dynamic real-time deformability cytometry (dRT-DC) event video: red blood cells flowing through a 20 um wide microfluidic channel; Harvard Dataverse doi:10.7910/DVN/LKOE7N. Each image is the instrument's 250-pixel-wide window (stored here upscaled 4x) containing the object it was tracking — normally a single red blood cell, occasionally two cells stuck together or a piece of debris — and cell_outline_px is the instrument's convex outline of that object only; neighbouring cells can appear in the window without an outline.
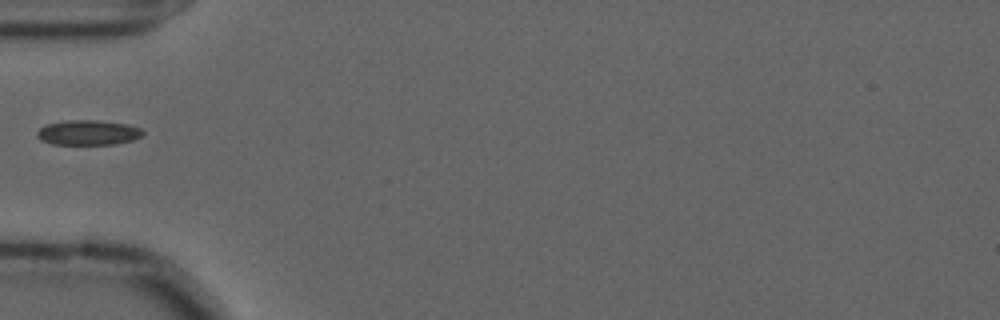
{"species": "common noctule bat (a hibernating species)", "species_latin": "Nyctalus noctula", "temperature_condition": "cold", "stored_images_in_passage": 39, "camera_frame_rate_fps": 3000, "um_per_image_px": 0.085, "animal": {"sex": "male", "forearm_length_mm": 52.5}, "frame": {"image": 1, "passage_image": 1, "time_ms": 0.0, "image_size_px": [1000, 320], "cell_outline_px": [[144, 132], [140, 136], [132, 140], [116, 144], [52, 144], [40, 140], [36, 136], [36, 132], [40, 128], [48, 124], [68, 120], [100, 120], [128, 124], [140, 128]], "centroid_in_image_um": [7.48, 11.27], "position_along_channel_um": 77.5, "area_um2": 15.37}}
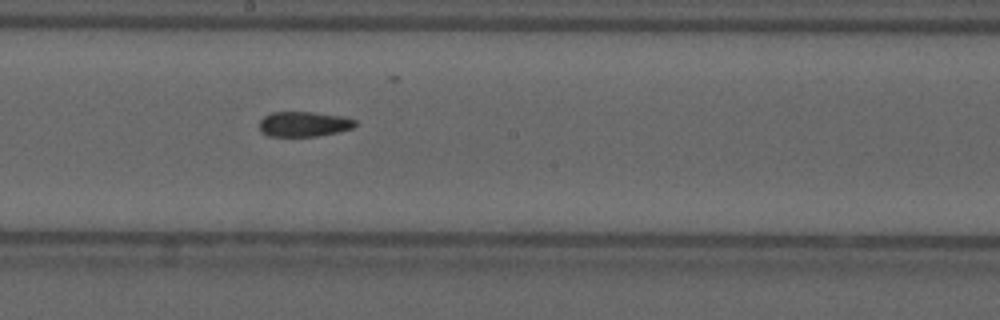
{"frame": {"image": 2, "passage_image": 13, "time_ms": 4.0, "image_size_px": [1000, 320], "cell_outline_px": [[356, 124], [352, 128], [336, 132], [316, 136], [268, 136], [260, 132], [260, 120], [264, 116], [272, 112], [312, 112], [344, 116], [356, 120]], "centroid_in_image_um": [25.81, 10.54], "position_along_channel_um": 222.4, "area_um2": 13.99}}
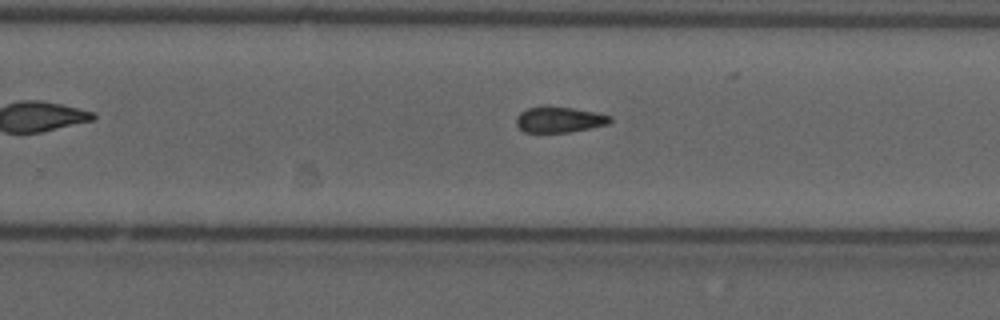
{"frame": {"image": 3, "passage_image": 18, "time_ms": 5.667, "image_size_px": [1000, 320], "cell_outline_px": [[612, 120], [608, 124], [572, 132], [524, 132], [516, 124], [516, 116], [520, 112], [528, 108], [572, 108], [596, 112], [612, 116]], "centroid_in_image_um": [47.57, 10.19], "position_along_channel_um": 282.2, "area_um2": 13.76}}